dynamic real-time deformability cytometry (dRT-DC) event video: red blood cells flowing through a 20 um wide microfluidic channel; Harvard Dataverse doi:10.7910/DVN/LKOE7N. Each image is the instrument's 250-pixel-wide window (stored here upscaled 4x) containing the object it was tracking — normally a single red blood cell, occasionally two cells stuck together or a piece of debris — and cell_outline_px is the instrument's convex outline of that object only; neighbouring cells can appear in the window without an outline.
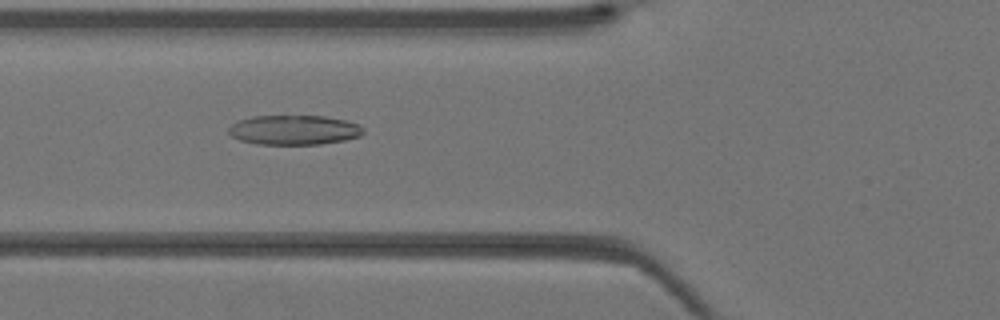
{"species": "Egyptian fruit bat (a non-hibernating species)", "species_latin": "Rousettus aegyptiacus", "temperature_condition": "warm", "stored_images_in_passage": 41, "camera_frame_rate_fps": 3000, "um_per_image_px": 0.085, "animal": {"sex": "female"}, "frame": {"image": 1, "passage_image": 16, "time_ms": 5.0, "image_size_px": [1000, 320], "cell_outline_px": [[364, 132], [360, 136], [344, 140], [320, 144], [256, 144], [240, 140], [232, 136], [228, 132], [228, 128], [232, 124], [240, 120], [252, 116], [324, 116], [344, 120], [356, 124], [364, 128]], "centroid_in_image_um": [24.98, 11.05], "position_along_channel_um": 100.8, "area_um2": 23.12}}
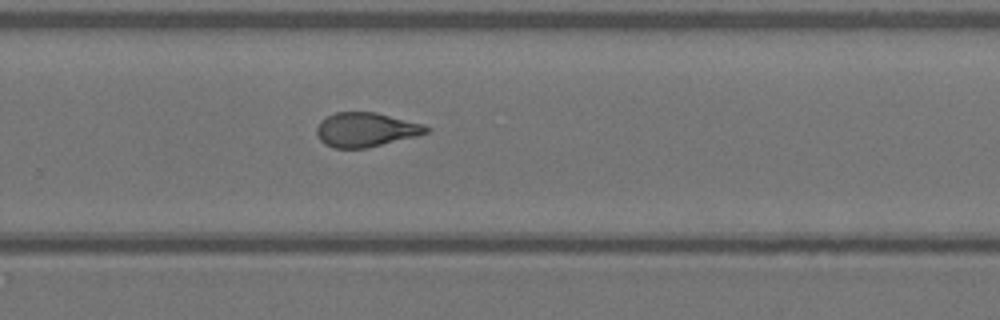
{"frame": {"image": 2, "passage_image": 28, "time_ms": 9.0, "image_size_px": [1000, 320], "cell_outline_px": [[432, 128], [428, 132], [416, 136], [364, 148], [332, 148], [324, 144], [320, 140], [316, 132], [316, 128], [320, 120], [336, 112], [376, 112], [424, 124]], "centroid_in_image_um": [31.08, 11.02], "position_along_channel_um": 298.7, "area_um2": 21.85}}
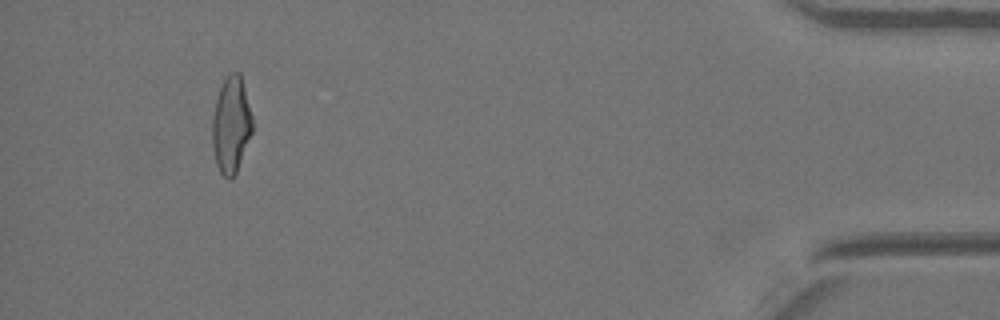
{"frame": {"image": 3, "passage_image": 39, "time_ms": 12.667, "image_size_px": [1000, 320], "cell_outline_px": [[252, 132], [236, 172], [232, 180], [228, 180], [220, 172], [216, 164], [212, 148], [212, 116], [216, 100], [220, 88], [228, 72], [240, 72], [252, 116]], "centroid_in_image_um": [19.63, 10.62], "position_along_channel_um": 415.6, "area_um2": 22.54}}